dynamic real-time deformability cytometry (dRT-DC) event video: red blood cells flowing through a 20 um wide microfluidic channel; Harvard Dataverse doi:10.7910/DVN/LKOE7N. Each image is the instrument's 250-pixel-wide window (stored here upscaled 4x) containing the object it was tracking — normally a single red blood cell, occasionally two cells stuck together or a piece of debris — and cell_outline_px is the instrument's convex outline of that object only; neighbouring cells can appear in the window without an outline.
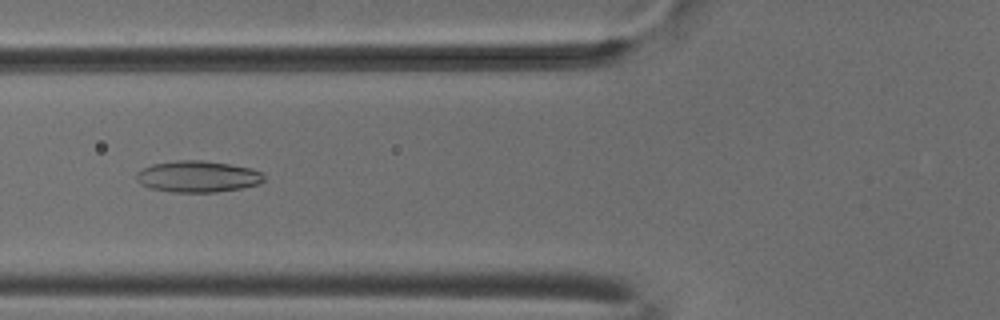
{"species": "common noctule bat (a hibernating species)", "species_latin": "Nyctalus noctula", "temperature_condition": "cold", "stored_images_in_passage": 6, "camera_frame_rate_fps": 3000, "um_per_image_px": 0.085, "animal": {"sex": "male", "body_mass_g": 18.8}, "frame": {"image": 1, "passage_image": 6, "time_ms": 1.667, "image_size_px": [1000, 320], "cell_outline_px": [[264, 180], [260, 184], [240, 188], [216, 192], [172, 192], [152, 188], [140, 184], [136, 180], [136, 172], [152, 164], [176, 160], [200, 160], [228, 164], [252, 168], [260, 172], [264, 176]], "centroid_in_image_um": [16.79, 15.0], "position_along_channel_um": 109.0, "area_um2": 23.29}}